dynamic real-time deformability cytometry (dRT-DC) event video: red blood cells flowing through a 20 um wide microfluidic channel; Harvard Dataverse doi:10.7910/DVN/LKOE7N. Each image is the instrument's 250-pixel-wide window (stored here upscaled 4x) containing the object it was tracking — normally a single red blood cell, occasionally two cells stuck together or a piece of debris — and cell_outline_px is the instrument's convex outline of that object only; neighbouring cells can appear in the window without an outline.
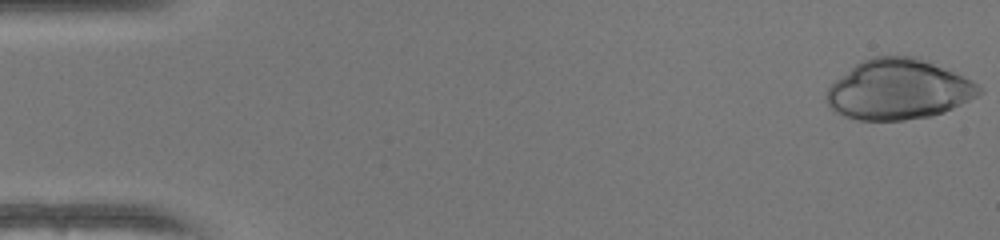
{"species": "human", "species_latin": "Homo sapiens", "temperature_condition": "warm", "stored_images_in_passage": 45, "camera_frame_rate_fps": 3000, "um_per_image_px": 0.085, "donor": {"sex": "female"}, "frame": {"image": 1, "passage_image": 1, "time_ms": 0.0, "image_size_px": [1000, 240], "cell_outline_px": [[984, 92], [944, 112], [932, 116], [904, 120], [860, 120], [844, 116], [836, 112], [824, 100], [824, 96], [828, 88], [836, 80], [856, 64], [872, 56], [916, 56], [964, 76], [980, 84], [984, 88]], "centroid_in_image_um": [76.39, 7.61], "position_along_channel_um": 8.6, "area_um2": 53.52}}
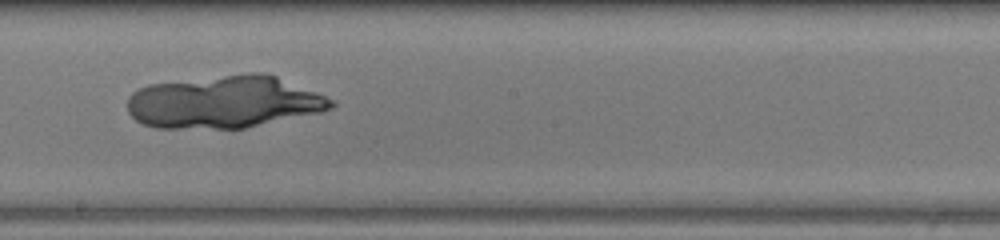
{"frame": {"image": 2, "passage_image": 28, "time_ms": 9.0, "image_size_px": [1000, 240], "cell_outline_px": [[336, 104], [332, 108], [320, 112], [244, 128], [156, 128], [144, 124], [136, 120], [128, 112], [128, 96], [132, 92], [148, 84], [248, 72], [260, 72], [276, 76], [336, 100]], "centroid_in_image_um": [19.05, 8.66], "position_along_channel_um": 229.1, "area_um2": 62.37}}
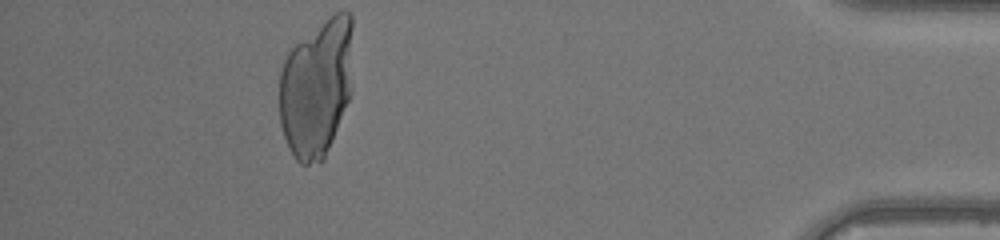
{"frame": {"image": 3, "passage_image": 45, "time_ms": 14.667, "image_size_px": [1000, 240], "cell_outline_px": [[352, 92], [324, 160], [320, 164], [300, 164], [296, 160], [288, 148], [280, 124], [280, 72], [284, 60], [288, 52], [296, 44], [328, 16], [336, 12], [348, 12], [352, 16]], "centroid_in_image_um": [26.91, 7.48], "position_along_channel_um": 408.3, "area_um2": 59.82}}